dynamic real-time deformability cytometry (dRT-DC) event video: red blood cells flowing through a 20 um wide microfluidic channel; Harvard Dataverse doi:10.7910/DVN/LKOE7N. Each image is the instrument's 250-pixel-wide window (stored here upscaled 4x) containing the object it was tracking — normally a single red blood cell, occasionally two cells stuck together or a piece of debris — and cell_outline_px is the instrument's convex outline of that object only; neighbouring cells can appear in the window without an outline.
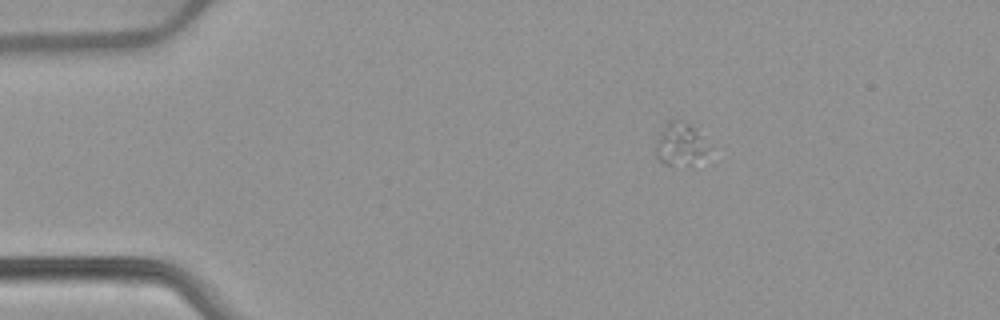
{"species": "common noctule bat (a hibernating species)", "species_latin": "Nyctalus noctula", "temperature_condition": "warm", "stored_images_in_passage": 5, "camera_frame_rate_fps": 3000, "um_per_image_px": 0.085, "animal": {"sex": "female", "body_mass_g": 22.7, "forearm_length_mm": 54.2}, "frame": {"image": 1, "passage_image": 2, "time_ms": 1.0, "image_size_px": [1000, 320], "cell_outline_px": [[708, 148], [692, 168], [664, 164], [656, 156], [656, 144], [664, 124], [668, 120], [680, 120], [700, 124]], "centroid_in_image_um": [57.88, 12.21], "position_along_channel_um": 27.1, "area_um2": 13.93}}
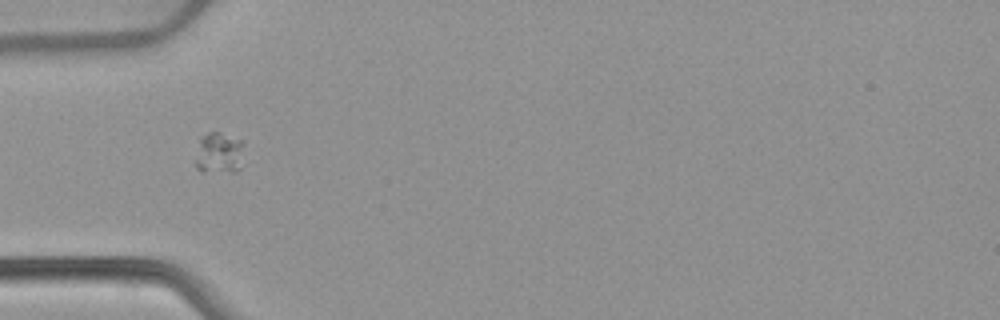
{"frame": {"image": 2, "passage_image": 4, "time_ms": 3.667, "image_size_px": [1000, 320], "cell_outline_px": [[244, 144], [240, 168], [236, 172], [200, 172], [196, 168], [196, 160], [200, 136], [208, 132], [220, 132], [244, 140]], "centroid_in_image_um": [18.64, 13.01], "position_along_channel_um": 66.4, "area_um2": 12.02}}
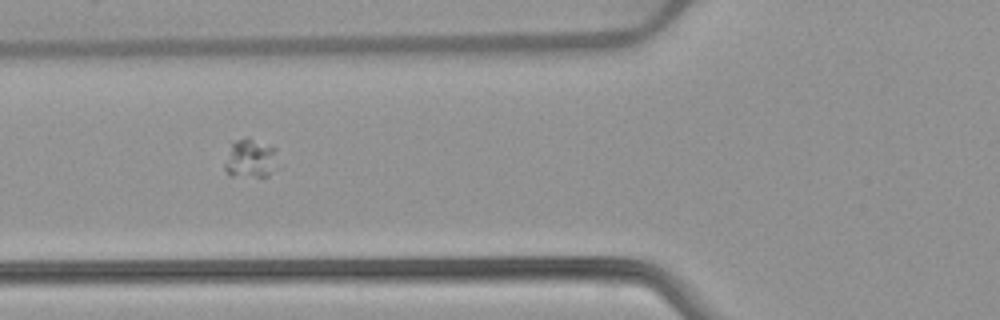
{"frame": {"image": 3, "passage_image": 5, "time_ms": 4.667, "image_size_px": [1000, 320], "cell_outline_px": [[276, 168], [268, 176], [232, 176], [224, 168], [224, 164], [232, 144], [236, 140], [248, 136], [276, 148]], "centroid_in_image_um": [21.31, 13.46], "position_along_channel_um": 104.5, "area_um2": 11.96}}